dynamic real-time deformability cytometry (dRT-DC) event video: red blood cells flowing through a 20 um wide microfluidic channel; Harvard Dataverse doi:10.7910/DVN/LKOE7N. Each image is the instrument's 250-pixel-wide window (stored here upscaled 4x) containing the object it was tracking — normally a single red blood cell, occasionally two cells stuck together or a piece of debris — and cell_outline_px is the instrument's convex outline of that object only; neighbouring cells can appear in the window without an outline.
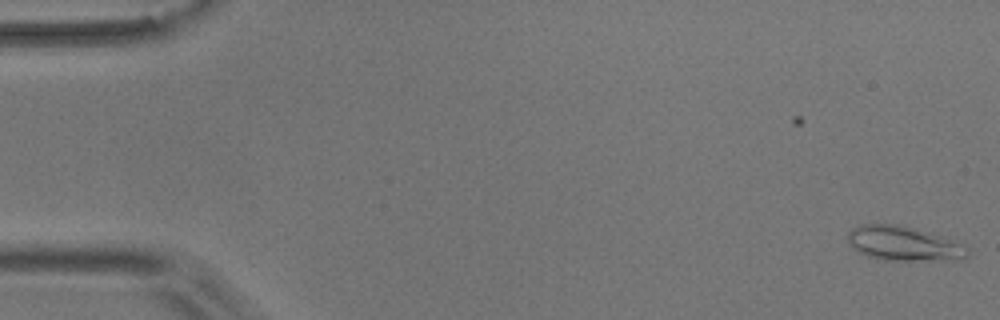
{"species": "common noctule bat (a hibernating species)", "species_latin": "Nyctalus noctula", "temperature_condition": "room temperature", "stored_images_in_passage": 6, "camera_frame_rate_fps": 3000, "um_per_image_px": 0.085, "animal": {"sex": "male", "body_mass_g": 17.9}, "frame": {"image": 1, "passage_image": 6, "time_ms": 1.667, "image_size_px": [1000, 320], "cell_outline_px": [[968, 256], [964, 260], [884, 260], [868, 256], [860, 252], [848, 244], [848, 232], [852, 228], [860, 224], [904, 224], [932, 232], [968, 248]], "centroid_in_image_um": [76.81, 20.69], "position_along_channel_um": 8.2, "area_um2": 24.28}}